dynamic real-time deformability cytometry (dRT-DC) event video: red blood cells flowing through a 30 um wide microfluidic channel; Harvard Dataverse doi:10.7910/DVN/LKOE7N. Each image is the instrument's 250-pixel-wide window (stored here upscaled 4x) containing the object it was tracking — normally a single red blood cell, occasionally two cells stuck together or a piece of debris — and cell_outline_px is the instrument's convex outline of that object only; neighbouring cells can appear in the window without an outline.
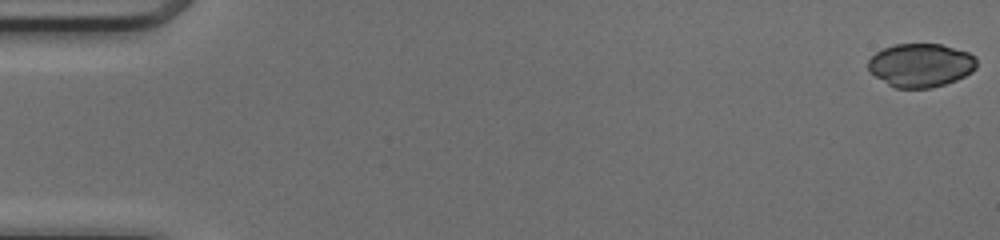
{"species": "common noctule bat (a hibernating species)", "species_latin": "Nyctalus noctula", "temperature_condition": "cold", "stored_images_in_passage": 50, "camera_frame_rate_fps": 3000, "um_per_image_px": 0.085, "animal": {"sex": "female", "body_mass_g": 17.0, "forearm_length_mm": 48.0}, "frame": {"image": 1, "passage_image": 1, "time_ms": 0.0, "image_size_px": [1000, 240], "cell_outline_px": [[976, 68], [972, 72], [956, 80], [932, 88], [896, 88], [888, 84], [876, 76], [868, 68], [868, 60], [876, 52], [884, 48], [896, 44], [940, 44], [968, 52], [976, 56]], "centroid_in_image_um": [78.28, 5.54], "position_along_channel_um": 6.7, "area_um2": 27.4}}
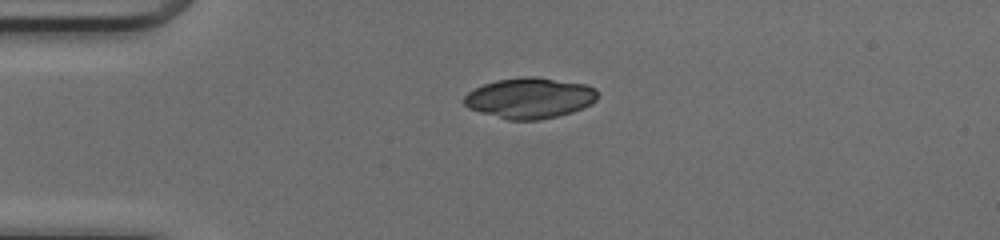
{"frame": {"image": 2, "passage_image": 13, "time_ms": 4.0, "image_size_px": [1000, 240], "cell_outline_px": [[596, 100], [592, 104], [584, 108], [572, 112], [540, 120], [508, 120], [480, 112], [468, 108], [464, 104], [464, 96], [468, 92], [484, 84], [496, 80], [524, 76], [536, 76], [588, 84], [596, 88]], "centroid_in_image_um": [45.05, 8.32], "position_along_channel_um": 40.0, "area_um2": 31.85}}
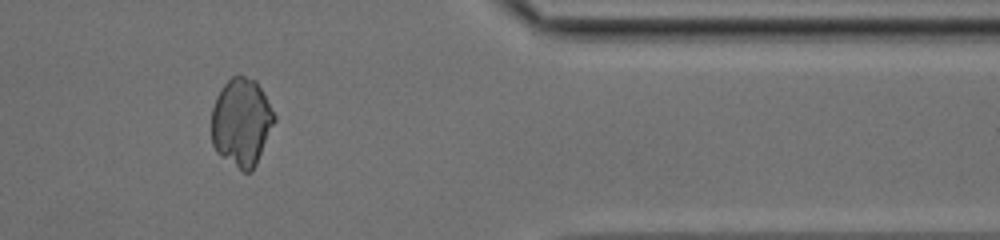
{"frame": {"image": 3, "passage_image": 42, "time_ms": 13.667, "image_size_px": [1000, 240], "cell_outline_px": [[276, 120], [256, 164], [252, 172], [244, 172], [220, 156], [216, 152], [212, 144], [212, 108], [216, 96], [220, 88], [232, 76], [244, 76], [256, 80], [276, 116]], "centroid_in_image_um": [20.51, 10.39], "position_along_channel_um": 390.9, "area_um2": 32.25}}